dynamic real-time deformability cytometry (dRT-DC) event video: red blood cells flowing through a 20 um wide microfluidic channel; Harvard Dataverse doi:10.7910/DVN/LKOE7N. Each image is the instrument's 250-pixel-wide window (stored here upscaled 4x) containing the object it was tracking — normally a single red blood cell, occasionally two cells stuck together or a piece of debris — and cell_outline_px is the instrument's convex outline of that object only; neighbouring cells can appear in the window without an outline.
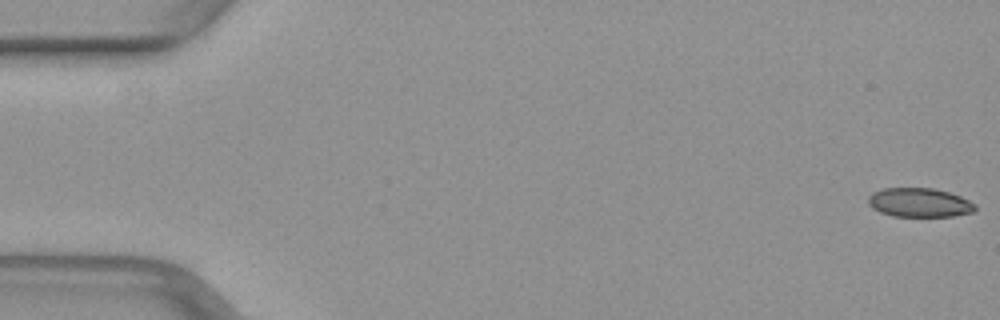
{"species": "common noctule bat (a hibernating species)", "species_latin": "Nyctalus noctula", "temperature_condition": "warm", "stored_images_in_passage": 51, "camera_frame_rate_fps": 3000, "um_per_image_px": 0.085, "animal": {"sex": "female", "body_mass_g": 29.2, "forearm_length_mm": 56.3}, "frame": {"image": 1, "passage_image": 1, "time_ms": 0.0, "image_size_px": [1000, 320], "cell_outline_px": [[976, 208], [972, 212], [952, 216], [892, 216], [880, 212], [872, 208], [868, 204], [868, 196], [872, 192], [884, 188], [932, 188], [948, 192], [960, 196], [976, 204]], "centroid_in_image_um": [78.12, 17.21], "position_along_channel_um": 6.9, "area_um2": 18.09}}
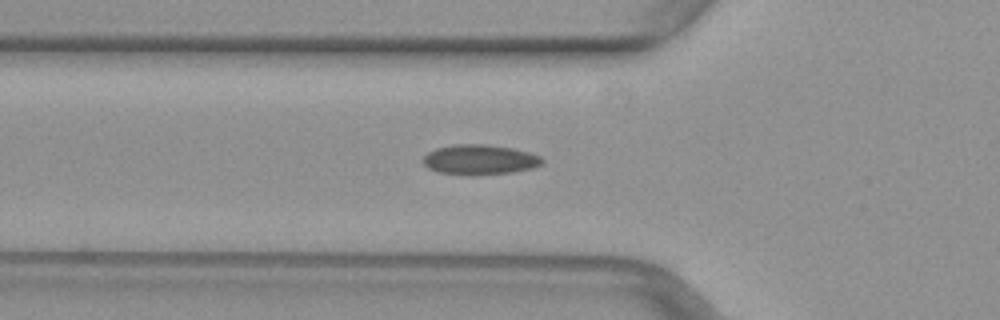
{"frame": {"image": 2, "passage_image": 18, "time_ms": 5.667, "image_size_px": [1000, 320], "cell_outline_px": [[544, 160], [540, 164], [532, 168], [512, 172], [472, 176], [440, 172], [428, 168], [424, 164], [424, 156], [428, 152], [436, 148], [452, 144], [484, 144], [512, 148], [528, 152], [540, 156]], "centroid_in_image_um": [40.76, 13.57], "position_along_channel_um": 85.0, "area_um2": 20.81}}
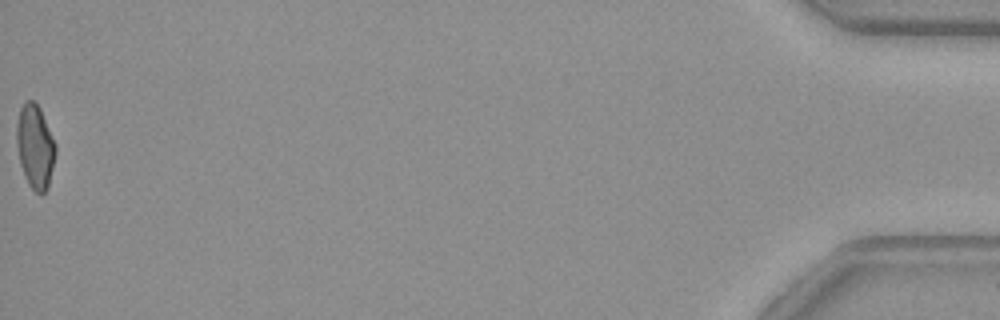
{"frame": {"image": 3, "passage_image": 51, "time_ms": 16.667, "image_size_px": [1000, 320], "cell_outline_px": [[56, 152], [48, 188], [40, 196], [28, 184], [24, 176], [20, 164], [16, 144], [16, 124], [20, 108], [28, 100], [32, 100], [40, 108], [56, 144]], "centroid_in_image_um": [2.98, 12.48], "position_along_channel_um": 432.2, "area_um2": 19.13}}